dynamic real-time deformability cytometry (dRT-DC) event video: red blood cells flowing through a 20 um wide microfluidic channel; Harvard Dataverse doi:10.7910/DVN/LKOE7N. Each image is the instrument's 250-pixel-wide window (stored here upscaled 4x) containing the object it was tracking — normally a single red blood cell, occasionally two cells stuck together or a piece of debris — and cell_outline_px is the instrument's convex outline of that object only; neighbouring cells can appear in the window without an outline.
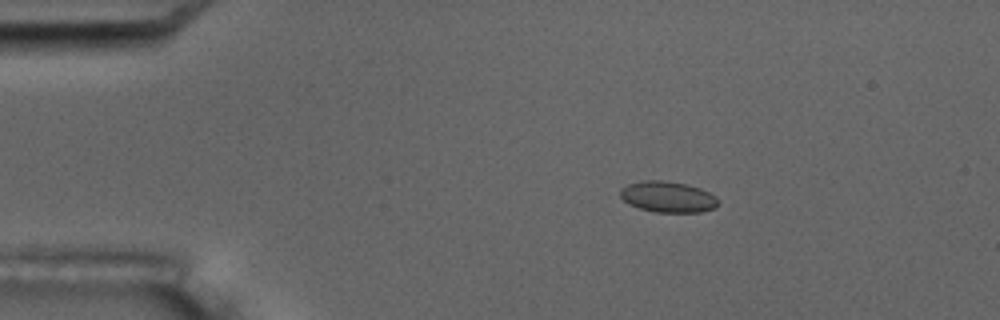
{"species": "common noctule bat (a hibernating species)", "species_latin": "Nyctalus noctula", "temperature_condition": "room temperature", "stored_images_in_passage": 6, "camera_frame_rate_fps": 3000, "um_per_image_px": 0.085, "animal": {"sex": "male", "body_mass_g": 17.5, "forearm_length_mm": 52.3}, "frame": {"image": 1, "passage_image": 4, "time_ms": 3.333, "image_size_px": [1000, 320], "cell_outline_px": [[720, 200], [716, 208], [700, 212], [656, 212], [640, 208], [628, 204], [620, 196], [620, 188], [628, 184], [640, 180], [664, 180], [684, 184], [700, 188], [716, 196]], "centroid_in_image_um": [56.77, 16.73], "position_along_channel_um": 28.2, "area_um2": 17.8}}